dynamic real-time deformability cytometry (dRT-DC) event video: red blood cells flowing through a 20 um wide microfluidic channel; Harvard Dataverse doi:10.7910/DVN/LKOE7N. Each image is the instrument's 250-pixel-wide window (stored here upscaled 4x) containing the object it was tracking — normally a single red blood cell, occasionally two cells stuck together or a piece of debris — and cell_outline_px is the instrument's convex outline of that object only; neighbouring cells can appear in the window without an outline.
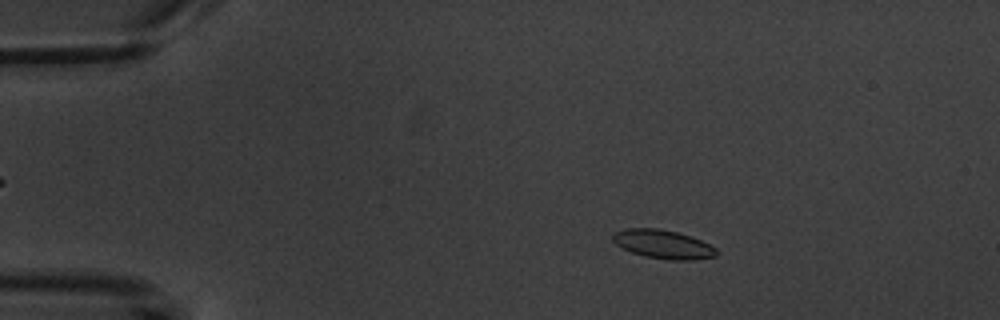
{"species": "common noctule bat (a hibernating species)", "species_latin": "Nyctalus noctula", "temperature_condition": "warm", "stored_images_in_passage": 4, "camera_frame_rate_fps": 3000, "um_per_image_px": 0.085, "animal": {"sex": "male", "body_mass_g": 20.1, "forearm_length_mm": 53.5}, "frame": {"image": 1, "passage_image": 2, "time_ms": 1.0, "image_size_px": [1000, 320], "cell_outline_px": [[716, 256], [692, 260], [668, 260], [644, 256], [632, 252], [616, 244], [612, 240], [612, 236], [616, 232], [624, 228], [660, 228], [692, 236], [716, 248]], "centroid_in_image_um": [56.35, 20.75], "position_along_channel_um": 28.6, "area_um2": 17.28}}